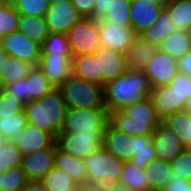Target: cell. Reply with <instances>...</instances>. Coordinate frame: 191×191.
<instances>
[{"label":"cell","mask_w":191,"mask_h":191,"mask_svg":"<svg viewBox=\"0 0 191 191\" xmlns=\"http://www.w3.org/2000/svg\"><path fill=\"white\" fill-rule=\"evenodd\" d=\"M6 52L2 49L1 43H0V69L2 64L4 63V59L6 58Z\"/></svg>","instance_id":"53"},{"label":"cell","mask_w":191,"mask_h":191,"mask_svg":"<svg viewBox=\"0 0 191 191\" xmlns=\"http://www.w3.org/2000/svg\"><path fill=\"white\" fill-rule=\"evenodd\" d=\"M33 65L17 58L6 56L0 69V83L2 88L21 78H25Z\"/></svg>","instance_id":"29"},{"label":"cell","mask_w":191,"mask_h":191,"mask_svg":"<svg viewBox=\"0 0 191 191\" xmlns=\"http://www.w3.org/2000/svg\"><path fill=\"white\" fill-rule=\"evenodd\" d=\"M176 31L168 11L164 8L153 25H150L140 35L151 44L159 47L162 41Z\"/></svg>","instance_id":"26"},{"label":"cell","mask_w":191,"mask_h":191,"mask_svg":"<svg viewBox=\"0 0 191 191\" xmlns=\"http://www.w3.org/2000/svg\"><path fill=\"white\" fill-rule=\"evenodd\" d=\"M162 191H191V180L173 177L172 172L167 186Z\"/></svg>","instance_id":"48"},{"label":"cell","mask_w":191,"mask_h":191,"mask_svg":"<svg viewBox=\"0 0 191 191\" xmlns=\"http://www.w3.org/2000/svg\"><path fill=\"white\" fill-rule=\"evenodd\" d=\"M109 0H95L93 18H101L107 11Z\"/></svg>","instance_id":"50"},{"label":"cell","mask_w":191,"mask_h":191,"mask_svg":"<svg viewBox=\"0 0 191 191\" xmlns=\"http://www.w3.org/2000/svg\"><path fill=\"white\" fill-rule=\"evenodd\" d=\"M84 191H94V190L90 188L89 186H85Z\"/></svg>","instance_id":"60"},{"label":"cell","mask_w":191,"mask_h":191,"mask_svg":"<svg viewBox=\"0 0 191 191\" xmlns=\"http://www.w3.org/2000/svg\"><path fill=\"white\" fill-rule=\"evenodd\" d=\"M50 5V0H16L13 5L21 15L44 17Z\"/></svg>","instance_id":"42"},{"label":"cell","mask_w":191,"mask_h":191,"mask_svg":"<svg viewBox=\"0 0 191 191\" xmlns=\"http://www.w3.org/2000/svg\"><path fill=\"white\" fill-rule=\"evenodd\" d=\"M157 50L158 47L137 35L126 52L128 69L143 71Z\"/></svg>","instance_id":"20"},{"label":"cell","mask_w":191,"mask_h":191,"mask_svg":"<svg viewBox=\"0 0 191 191\" xmlns=\"http://www.w3.org/2000/svg\"><path fill=\"white\" fill-rule=\"evenodd\" d=\"M19 16L14 6L0 4V39L17 31Z\"/></svg>","instance_id":"41"},{"label":"cell","mask_w":191,"mask_h":191,"mask_svg":"<svg viewBox=\"0 0 191 191\" xmlns=\"http://www.w3.org/2000/svg\"><path fill=\"white\" fill-rule=\"evenodd\" d=\"M41 54L71 55L67 35L49 33L41 45Z\"/></svg>","instance_id":"39"},{"label":"cell","mask_w":191,"mask_h":191,"mask_svg":"<svg viewBox=\"0 0 191 191\" xmlns=\"http://www.w3.org/2000/svg\"><path fill=\"white\" fill-rule=\"evenodd\" d=\"M28 124L25 109L12 115L0 116V132L12 141Z\"/></svg>","instance_id":"36"},{"label":"cell","mask_w":191,"mask_h":191,"mask_svg":"<svg viewBox=\"0 0 191 191\" xmlns=\"http://www.w3.org/2000/svg\"><path fill=\"white\" fill-rule=\"evenodd\" d=\"M94 55L98 60L99 74H102V86L108 81L122 77L128 70L127 57L124 53L100 47Z\"/></svg>","instance_id":"15"},{"label":"cell","mask_w":191,"mask_h":191,"mask_svg":"<svg viewBox=\"0 0 191 191\" xmlns=\"http://www.w3.org/2000/svg\"><path fill=\"white\" fill-rule=\"evenodd\" d=\"M168 86L174 92L176 112L184 110L186 101L191 96V77L178 72Z\"/></svg>","instance_id":"37"},{"label":"cell","mask_w":191,"mask_h":191,"mask_svg":"<svg viewBox=\"0 0 191 191\" xmlns=\"http://www.w3.org/2000/svg\"><path fill=\"white\" fill-rule=\"evenodd\" d=\"M8 142V140L4 137V135L0 132V148H2L3 145H5Z\"/></svg>","instance_id":"56"},{"label":"cell","mask_w":191,"mask_h":191,"mask_svg":"<svg viewBox=\"0 0 191 191\" xmlns=\"http://www.w3.org/2000/svg\"><path fill=\"white\" fill-rule=\"evenodd\" d=\"M72 74L96 85L102 86L98 60L94 54L72 56Z\"/></svg>","instance_id":"22"},{"label":"cell","mask_w":191,"mask_h":191,"mask_svg":"<svg viewBox=\"0 0 191 191\" xmlns=\"http://www.w3.org/2000/svg\"><path fill=\"white\" fill-rule=\"evenodd\" d=\"M89 187L94 191H131L123 183L104 178L96 180Z\"/></svg>","instance_id":"45"},{"label":"cell","mask_w":191,"mask_h":191,"mask_svg":"<svg viewBox=\"0 0 191 191\" xmlns=\"http://www.w3.org/2000/svg\"><path fill=\"white\" fill-rule=\"evenodd\" d=\"M23 156L36 153L45 148H57L56 139L48 132L30 123L12 140Z\"/></svg>","instance_id":"14"},{"label":"cell","mask_w":191,"mask_h":191,"mask_svg":"<svg viewBox=\"0 0 191 191\" xmlns=\"http://www.w3.org/2000/svg\"><path fill=\"white\" fill-rule=\"evenodd\" d=\"M173 177L191 180V148H185L171 162Z\"/></svg>","instance_id":"43"},{"label":"cell","mask_w":191,"mask_h":191,"mask_svg":"<svg viewBox=\"0 0 191 191\" xmlns=\"http://www.w3.org/2000/svg\"><path fill=\"white\" fill-rule=\"evenodd\" d=\"M25 105L14 94L7 93L4 89L0 92V116L12 115L23 111Z\"/></svg>","instance_id":"44"},{"label":"cell","mask_w":191,"mask_h":191,"mask_svg":"<svg viewBox=\"0 0 191 191\" xmlns=\"http://www.w3.org/2000/svg\"><path fill=\"white\" fill-rule=\"evenodd\" d=\"M153 4L166 6L170 0H145Z\"/></svg>","instance_id":"52"},{"label":"cell","mask_w":191,"mask_h":191,"mask_svg":"<svg viewBox=\"0 0 191 191\" xmlns=\"http://www.w3.org/2000/svg\"><path fill=\"white\" fill-rule=\"evenodd\" d=\"M18 32L27 38L42 45L49 35L48 26L44 17L21 15L18 20Z\"/></svg>","instance_id":"25"},{"label":"cell","mask_w":191,"mask_h":191,"mask_svg":"<svg viewBox=\"0 0 191 191\" xmlns=\"http://www.w3.org/2000/svg\"><path fill=\"white\" fill-rule=\"evenodd\" d=\"M56 148H45L23 156L21 169L29 181H40L54 167Z\"/></svg>","instance_id":"17"},{"label":"cell","mask_w":191,"mask_h":191,"mask_svg":"<svg viewBox=\"0 0 191 191\" xmlns=\"http://www.w3.org/2000/svg\"><path fill=\"white\" fill-rule=\"evenodd\" d=\"M29 182L20 166L0 173V191H21Z\"/></svg>","instance_id":"38"},{"label":"cell","mask_w":191,"mask_h":191,"mask_svg":"<svg viewBox=\"0 0 191 191\" xmlns=\"http://www.w3.org/2000/svg\"><path fill=\"white\" fill-rule=\"evenodd\" d=\"M48 191H73L77 184L65 171L53 167L40 180Z\"/></svg>","instance_id":"35"},{"label":"cell","mask_w":191,"mask_h":191,"mask_svg":"<svg viewBox=\"0 0 191 191\" xmlns=\"http://www.w3.org/2000/svg\"><path fill=\"white\" fill-rule=\"evenodd\" d=\"M164 8L163 5L153 4L145 0H131L130 26L137 35H140L156 22Z\"/></svg>","instance_id":"18"},{"label":"cell","mask_w":191,"mask_h":191,"mask_svg":"<svg viewBox=\"0 0 191 191\" xmlns=\"http://www.w3.org/2000/svg\"><path fill=\"white\" fill-rule=\"evenodd\" d=\"M71 2V0H50V3Z\"/></svg>","instance_id":"58"},{"label":"cell","mask_w":191,"mask_h":191,"mask_svg":"<svg viewBox=\"0 0 191 191\" xmlns=\"http://www.w3.org/2000/svg\"><path fill=\"white\" fill-rule=\"evenodd\" d=\"M103 134L104 132L58 133L56 145L66 154L86 159L103 147Z\"/></svg>","instance_id":"7"},{"label":"cell","mask_w":191,"mask_h":191,"mask_svg":"<svg viewBox=\"0 0 191 191\" xmlns=\"http://www.w3.org/2000/svg\"><path fill=\"white\" fill-rule=\"evenodd\" d=\"M3 89L9 94H14V96L24 105L29 102L25 97V78H21L12 84L6 85Z\"/></svg>","instance_id":"46"},{"label":"cell","mask_w":191,"mask_h":191,"mask_svg":"<svg viewBox=\"0 0 191 191\" xmlns=\"http://www.w3.org/2000/svg\"><path fill=\"white\" fill-rule=\"evenodd\" d=\"M129 161L137 167L145 168L156 158L152 135L129 136Z\"/></svg>","instance_id":"19"},{"label":"cell","mask_w":191,"mask_h":191,"mask_svg":"<svg viewBox=\"0 0 191 191\" xmlns=\"http://www.w3.org/2000/svg\"><path fill=\"white\" fill-rule=\"evenodd\" d=\"M72 55L41 54L38 66L55 88H59L72 74Z\"/></svg>","instance_id":"16"},{"label":"cell","mask_w":191,"mask_h":191,"mask_svg":"<svg viewBox=\"0 0 191 191\" xmlns=\"http://www.w3.org/2000/svg\"><path fill=\"white\" fill-rule=\"evenodd\" d=\"M16 2V0H0V4H4V5H14Z\"/></svg>","instance_id":"55"},{"label":"cell","mask_w":191,"mask_h":191,"mask_svg":"<svg viewBox=\"0 0 191 191\" xmlns=\"http://www.w3.org/2000/svg\"><path fill=\"white\" fill-rule=\"evenodd\" d=\"M23 154L12 141H8L0 148V173L11 167L21 166Z\"/></svg>","instance_id":"40"},{"label":"cell","mask_w":191,"mask_h":191,"mask_svg":"<svg viewBox=\"0 0 191 191\" xmlns=\"http://www.w3.org/2000/svg\"><path fill=\"white\" fill-rule=\"evenodd\" d=\"M179 72L184 73L191 77V51L178 59Z\"/></svg>","instance_id":"49"},{"label":"cell","mask_w":191,"mask_h":191,"mask_svg":"<svg viewBox=\"0 0 191 191\" xmlns=\"http://www.w3.org/2000/svg\"><path fill=\"white\" fill-rule=\"evenodd\" d=\"M177 62L176 58L158 49L143 70L151 88L168 85L179 72Z\"/></svg>","instance_id":"11"},{"label":"cell","mask_w":191,"mask_h":191,"mask_svg":"<svg viewBox=\"0 0 191 191\" xmlns=\"http://www.w3.org/2000/svg\"><path fill=\"white\" fill-rule=\"evenodd\" d=\"M186 32H187V35H188V37H189V39H190V41H191V25H190L189 28L186 30Z\"/></svg>","instance_id":"59"},{"label":"cell","mask_w":191,"mask_h":191,"mask_svg":"<svg viewBox=\"0 0 191 191\" xmlns=\"http://www.w3.org/2000/svg\"><path fill=\"white\" fill-rule=\"evenodd\" d=\"M184 111L187 112L189 115H191V96L186 101Z\"/></svg>","instance_id":"54"},{"label":"cell","mask_w":191,"mask_h":191,"mask_svg":"<svg viewBox=\"0 0 191 191\" xmlns=\"http://www.w3.org/2000/svg\"><path fill=\"white\" fill-rule=\"evenodd\" d=\"M161 122L180 137L186 148H191V115L184 110L169 114Z\"/></svg>","instance_id":"28"},{"label":"cell","mask_w":191,"mask_h":191,"mask_svg":"<svg viewBox=\"0 0 191 191\" xmlns=\"http://www.w3.org/2000/svg\"><path fill=\"white\" fill-rule=\"evenodd\" d=\"M161 122L149 97L109 113V124L128 136L153 135Z\"/></svg>","instance_id":"2"},{"label":"cell","mask_w":191,"mask_h":191,"mask_svg":"<svg viewBox=\"0 0 191 191\" xmlns=\"http://www.w3.org/2000/svg\"><path fill=\"white\" fill-rule=\"evenodd\" d=\"M2 49L9 57L38 66L41 59V45L15 31L0 39Z\"/></svg>","instance_id":"9"},{"label":"cell","mask_w":191,"mask_h":191,"mask_svg":"<svg viewBox=\"0 0 191 191\" xmlns=\"http://www.w3.org/2000/svg\"><path fill=\"white\" fill-rule=\"evenodd\" d=\"M119 182L131 191H151L145 169L137 167L130 161L124 162Z\"/></svg>","instance_id":"30"},{"label":"cell","mask_w":191,"mask_h":191,"mask_svg":"<svg viewBox=\"0 0 191 191\" xmlns=\"http://www.w3.org/2000/svg\"><path fill=\"white\" fill-rule=\"evenodd\" d=\"M108 124L109 112L106 108H68L60 133L105 132Z\"/></svg>","instance_id":"5"},{"label":"cell","mask_w":191,"mask_h":191,"mask_svg":"<svg viewBox=\"0 0 191 191\" xmlns=\"http://www.w3.org/2000/svg\"><path fill=\"white\" fill-rule=\"evenodd\" d=\"M84 188H85V186L80 185V184H76V185L73 187V191H84Z\"/></svg>","instance_id":"57"},{"label":"cell","mask_w":191,"mask_h":191,"mask_svg":"<svg viewBox=\"0 0 191 191\" xmlns=\"http://www.w3.org/2000/svg\"><path fill=\"white\" fill-rule=\"evenodd\" d=\"M54 167L65 171L77 184L87 186L84 159L66 154L56 148Z\"/></svg>","instance_id":"21"},{"label":"cell","mask_w":191,"mask_h":191,"mask_svg":"<svg viewBox=\"0 0 191 191\" xmlns=\"http://www.w3.org/2000/svg\"><path fill=\"white\" fill-rule=\"evenodd\" d=\"M165 9L176 30L186 31L191 25V0H170Z\"/></svg>","instance_id":"33"},{"label":"cell","mask_w":191,"mask_h":191,"mask_svg":"<svg viewBox=\"0 0 191 191\" xmlns=\"http://www.w3.org/2000/svg\"><path fill=\"white\" fill-rule=\"evenodd\" d=\"M59 89L68 108H105L103 86L96 85L71 74Z\"/></svg>","instance_id":"4"},{"label":"cell","mask_w":191,"mask_h":191,"mask_svg":"<svg viewBox=\"0 0 191 191\" xmlns=\"http://www.w3.org/2000/svg\"><path fill=\"white\" fill-rule=\"evenodd\" d=\"M144 169L151 191H162L167 186L172 173L171 162L155 158Z\"/></svg>","instance_id":"27"},{"label":"cell","mask_w":191,"mask_h":191,"mask_svg":"<svg viewBox=\"0 0 191 191\" xmlns=\"http://www.w3.org/2000/svg\"><path fill=\"white\" fill-rule=\"evenodd\" d=\"M87 186H90L98 179H111L119 182L124 161L120 160L103 147L84 159Z\"/></svg>","instance_id":"8"},{"label":"cell","mask_w":191,"mask_h":191,"mask_svg":"<svg viewBox=\"0 0 191 191\" xmlns=\"http://www.w3.org/2000/svg\"><path fill=\"white\" fill-rule=\"evenodd\" d=\"M149 98L161 119L176 112L174 92L168 85L151 88Z\"/></svg>","instance_id":"32"},{"label":"cell","mask_w":191,"mask_h":191,"mask_svg":"<svg viewBox=\"0 0 191 191\" xmlns=\"http://www.w3.org/2000/svg\"><path fill=\"white\" fill-rule=\"evenodd\" d=\"M158 49L178 60L191 51V41L186 31L176 30L162 41Z\"/></svg>","instance_id":"31"},{"label":"cell","mask_w":191,"mask_h":191,"mask_svg":"<svg viewBox=\"0 0 191 191\" xmlns=\"http://www.w3.org/2000/svg\"><path fill=\"white\" fill-rule=\"evenodd\" d=\"M66 35L72 56L94 54L101 47L97 19L82 17Z\"/></svg>","instance_id":"6"},{"label":"cell","mask_w":191,"mask_h":191,"mask_svg":"<svg viewBox=\"0 0 191 191\" xmlns=\"http://www.w3.org/2000/svg\"><path fill=\"white\" fill-rule=\"evenodd\" d=\"M103 148L120 160L129 161V136L116 130L110 124L107 125L103 134Z\"/></svg>","instance_id":"24"},{"label":"cell","mask_w":191,"mask_h":191,"mask_svg":"<svg viewBox=\"0 0 191 191\" xmlns=\"http://www.w3.org/2000/svg\"><path fill=\"white\" fill-rule=\"evenodd\" d=\"M54 88L39 66H33L25 77V97L28 101L39 100Z\"/></svg>","instance_id":"23"},{"label":"cell","mask_w":191,"mask_h":191,"mask_svg":"<svg viewBox=\"0 0 191 191\" xmlns=\"http://www.w3.org/2000/svg\"><path fill=\"white\" fill-rule=\"evenodd\" d=\"M97 28L101 47L110 48L124 54L137 36L131 26H119L102 18L97 19Z\"/></svg>","instance_id":"10"},{"label":"cell","mask_w":191,"mask_h":191,"mask_svg":"<svg viewBox=\"0 0 191 191\" xmlns=\"http://www.w3.org/2000/svg\"><path fill=\"white\" fill-rule=\"evenodd\" d=\"M21 191H48L41 181H29Z\"/></svg>","instance_id":"51"},{"label":"cell","mask_w":191,"mask_h":191,"mask_svg":"<svg viewBox=\"0 0 191 191\" xmlns=\"http://www.w3.org/2000/svg\"><path fill=\"white\" fill-rule=\"evenodd\" d=\"M78 13L85 18H93L95 0H71Z\"/></svg>","instance_id":"47"},{"label":"cell","mask_w":191,"mask_h":191,"mask_svg":"<svg viewBox=\"0 0 191 191\" xmlns=\"http://www.w3.org/2000/svg\"><path fill=\"white\" fill-rule=\"evenodd\" d=\"M49 33L66 34L82 16L71 2L50 3L44 16Z\"/></svg>","instance_id":"12"},{"label":"cell","mask_w":191,"mask_h":191,"mask_svg":"<svg viewBox=\"0 0 191 191\" xmlns=\"http://www.w3.org/2000/svg\"><path fill=\"white\" fill-rule=\"evenodd\" d=\"M131 0H109L106 13L101 17L119 26H130Z\"/></svg>","instance_id":"34"},{"label":"cell","mask_w":191,"mask_h":191,"mask_svg":"<svg viewBox=\"0 0 191 191\" xmlns=\"http://www.w3.org/2000/svg\"><path fill=\"white\" fill-rule=\"evenodd\" d=\"M24 109L28 123L50 133L56 139L62 130L68 106L60 89L54 88L41 99L29 101Z\"/></svg>","instance_id":"3"},{"label":"cell","mask_w":191,"mask_h":191,"mask_svg":"<svg viewBox=\"0 0 191 191\" xmlns=\"http://www.w3.org/2000/svg\"><path fill=\"white\" fill-rule=\"evenodd\" d=\"M2 89H3V88H2V85H1V83H0V92L2 91Z\"/></svg>","instance_id":"61"},{"label":"cell","mask_w":191,"mask_h":191,"mask_svg":"<svg viewBox=\"0 0 191 191\" xmlns=\"http://www.w3.org/2000/svg\"><path fill=\"white\" fill-rule=\"evenodd\" d=\"M156 158L172 162L186 148L178 135L162 122L154 129L152 135Z\"/></svg>","instance_id":"13"},{"label":"cell","mask_w":191,"mask_h":191,"mask_svg":"<svg viewBox=\"0 0 191 191\" xmlns=\"http://www.w3.org/2000/svg\"><path fill=\"white\" fill-rule=\"evenodd\" d=\"M150 92L151 85L146 74L140 70L128 69L122 77L104 84V106L109 113L120 111L125 106L149 97Z\"/></svg>","instance_id":"1"}]
</instances>
